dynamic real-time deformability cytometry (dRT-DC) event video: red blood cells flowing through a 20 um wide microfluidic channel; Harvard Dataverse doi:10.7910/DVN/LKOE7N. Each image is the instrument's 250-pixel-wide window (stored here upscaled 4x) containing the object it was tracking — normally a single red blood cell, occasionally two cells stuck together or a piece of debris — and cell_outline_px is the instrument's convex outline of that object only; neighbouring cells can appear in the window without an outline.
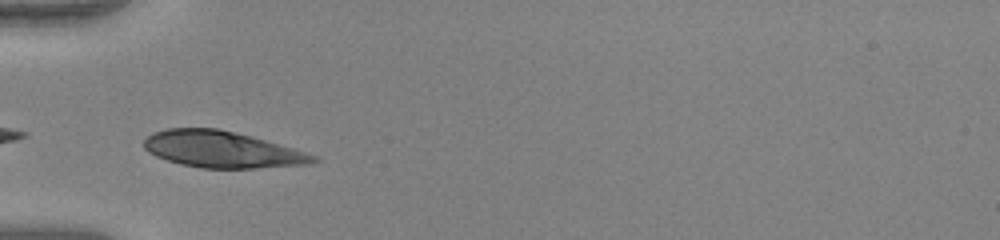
{"species": "human", "species_latin": "Homo sapiens", "temperature_condition": "warm", "stored_images_in_passage": 33, "camera_frame_rate_fps": 3000, "um_per_image_px": 0.085, "donor": {"sex": "female"}, "frame": {"image": 1, "passage_image": 1, "time_ms": 0.0, "image_size_px": [1000, 240], "cell_outline_px": [[320, 160], [312, 164], [256, 168], [200, 168], [180, 164], [156, 156], [148, 152], [144, 148], [144, 140], [152, 132], [168, 128], [216, 128], [252, 136], [292, 148], [316, 156]], "centroid_in_image_um": [18.85, 12.71], "position_along_channel_um": 66.1, "area_um2": 35.89}}
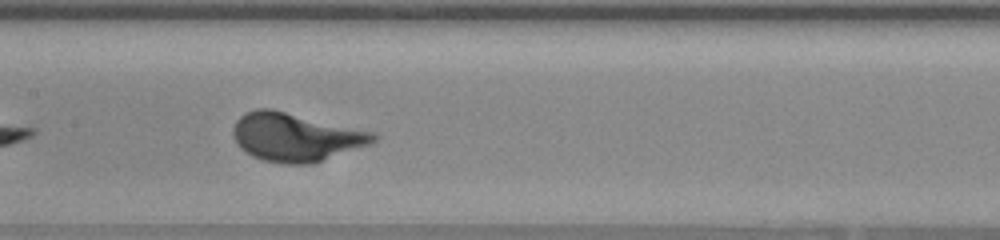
{"frame": {"image": 2, "passage_image": 10, "time_ms": 3.0, "image_size_px": [1000, 240], "cell_outline_px": [[380, 136], [372, 144], [312, 164], [284, 164], [264, 160], [252, 156], [244, 152], [236, 144], [232, 132], [232, 128], [236, 120], [244, 112], [256, 108], [272, 108], [372, 132]], "centroid_in_image_um": [25.1, 11.65], "position_along_channel_um": 182.3, "area_um2": 39.82}}
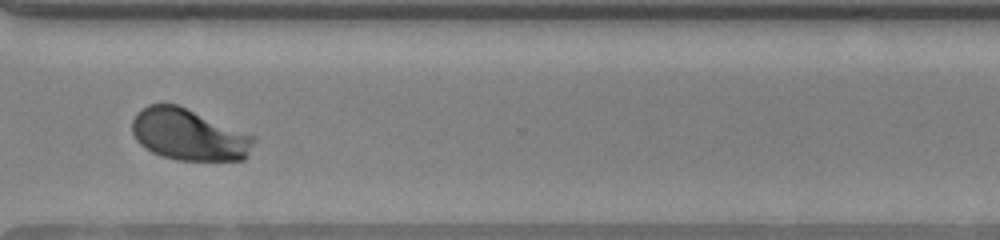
{"frame": {"image": 3, "passage_image": 23, "time_ms": 7.333, "image_size_px": [1000, 240], "cell_outline_px": [[256, 140], [244, 160], [176, 160], [152, 152], [140, 144], [136, 140], [132, 132], [132, 120], [136, 112], [148, 104], [176, 104], [256, 136]], "centroid_in_image_um": [16.04, 11.45], "position_along_channel_um": 354.6, "area_um2": 36.41}, "authors_computed_cell_mechanics": {"area_um2": 36.703, "velocity_mm_per_s": 3.9634, "shape_relaxation_time_tau1_ms": 1.9236, "shape_relaxation_time_tau2_ms": null, "deformation_change_tau1": 0.1779, "deformation_change_tau2": null}}